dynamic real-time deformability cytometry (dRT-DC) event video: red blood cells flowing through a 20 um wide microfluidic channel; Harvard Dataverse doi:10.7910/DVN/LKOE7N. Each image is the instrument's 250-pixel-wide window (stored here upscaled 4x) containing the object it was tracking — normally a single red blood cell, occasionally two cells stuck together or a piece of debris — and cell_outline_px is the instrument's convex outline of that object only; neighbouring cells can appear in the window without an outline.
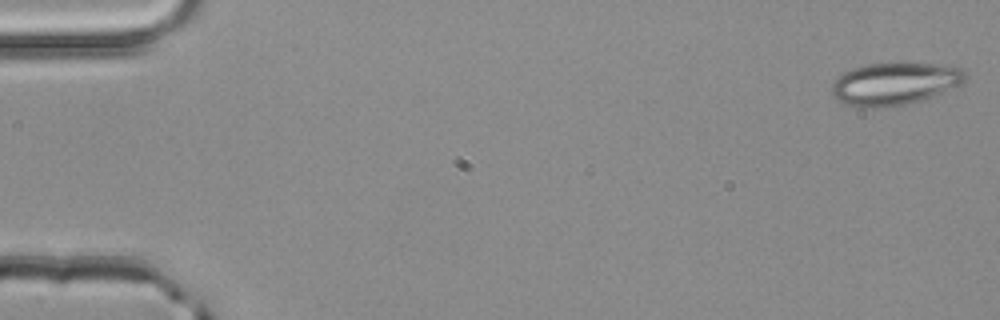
{"species": "common noctule bat (a hibernating species)", "species_latin": "Nyctalus noctula", "temperature_condition": "room temperature", "stored_images_in_passage": 3, "camera_frame_rate_fps": 3000, "um_per_image_px": 0.085, "animal": {"sex": "male", "body_mass_g": 20.4}, "frame": {"image": 1, "passage_image": 1, "time_ms": 0.0, "image_size_px": [1000, 320], "cell_outline_px": [[968, 76], [960, 84], [920, 100], [904, 104], [884, 108], [864, 108], [848, 104], [836, 100], [832, 96], [832, 80], [836, 76], [852, 68], [868, 64], [904, 60], [940, 64], [960, 68]], "centroid_in_image_um": [75.99, 7.07], "position_along_channel_um": 9.0, "area_um2": 33.7}}